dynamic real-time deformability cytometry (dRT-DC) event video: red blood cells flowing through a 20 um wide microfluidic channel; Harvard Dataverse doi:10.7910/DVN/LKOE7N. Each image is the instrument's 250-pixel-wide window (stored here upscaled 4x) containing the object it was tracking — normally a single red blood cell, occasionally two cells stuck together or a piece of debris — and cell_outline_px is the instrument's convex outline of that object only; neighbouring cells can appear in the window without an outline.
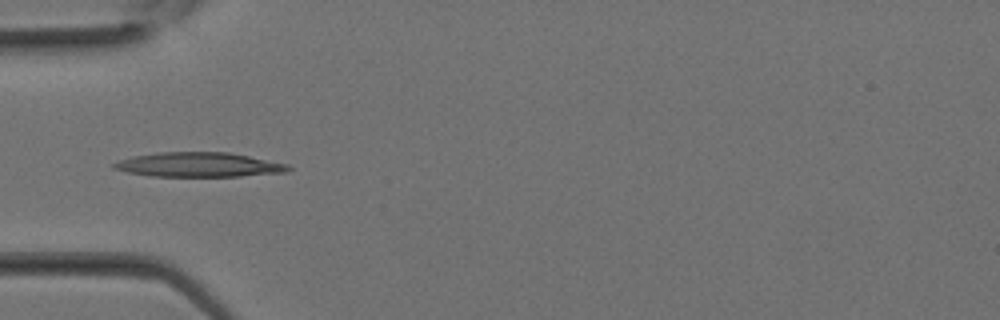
{"species": "Egyptian fruit bat (a non-hibernating species)", "species_latin": "Rousettus aegyptiacus", "temperature_condition": "room temperature", "stored_images_in_passage": 12, "camera_frame_rate_fps": 3000, "um_per_image_px": 0.085, "animal": {"sex": "female"}, "frame": {"image": 1, "passage_image": 1, "time_ms": 0.0, "image_size_px": [1000, 320], "cell_outline_px": [[292, 168], [288, 172], [240, 176], [152, 176], [128, 172], [112, 168], [112, 164], [120, 160], [132, 156], [160, 152], [228, 152], [288, 164]], "centroid_in_image_um": [16.91, 14.0], "position_along_channel_um": 68.1, "area_um2": 24.8}}
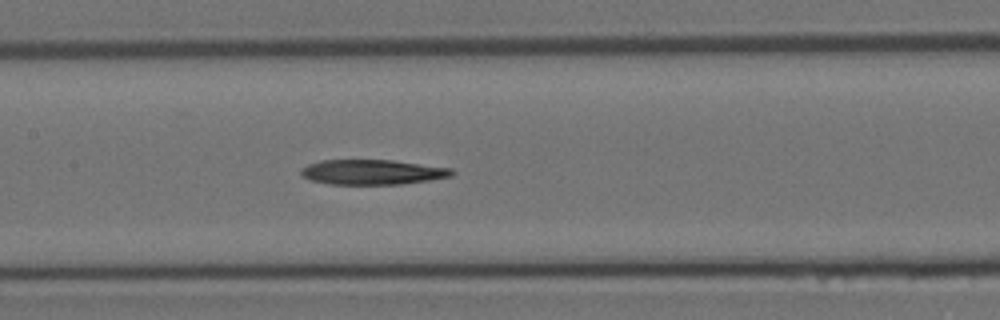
{"frame": {"image": 2, "passage_image": 6, "time_ms": 1.667, "image_size_px": [1000, 320], "cell_outline_px": [[456, 172], [452, 176], [428, 180], [400, 184], [328, 184], [312, 180], [304, 176], [300, 172], [300, 168], [308, 164], [320, 160], [392, 160], [452, 168]], "centroid_in_image_um": [31.66, 14.62], "position_along_channel_um": 175.7, "area_um2": 21.91}}
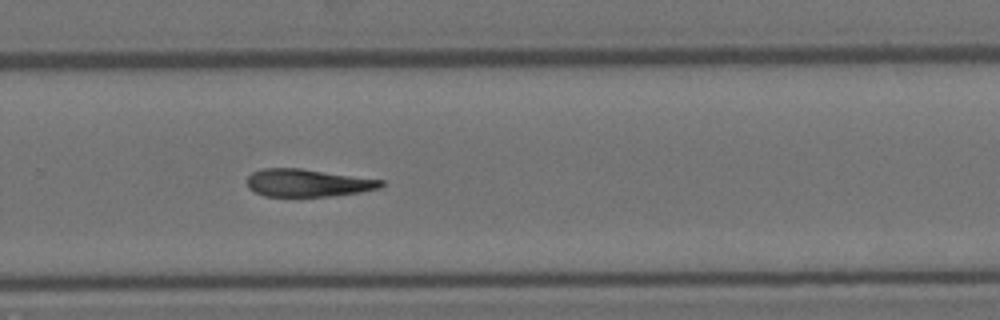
{"frame": {"image": 3, "passage_image": 12, "time_ms": 3.667, "image_size_px": [1000, 320], "cell_outline_px": [[384, 184], [380, 188], [360, 192], [328, 196], [264, 196], [248, 188], [248, 176], [252, 172], [264, 168], [300, 168], [384, 180]], "centroid_in_image_um": [26.16, 15.54], "position_along_channel_um": 303.6, "area_um2": 21.44}}